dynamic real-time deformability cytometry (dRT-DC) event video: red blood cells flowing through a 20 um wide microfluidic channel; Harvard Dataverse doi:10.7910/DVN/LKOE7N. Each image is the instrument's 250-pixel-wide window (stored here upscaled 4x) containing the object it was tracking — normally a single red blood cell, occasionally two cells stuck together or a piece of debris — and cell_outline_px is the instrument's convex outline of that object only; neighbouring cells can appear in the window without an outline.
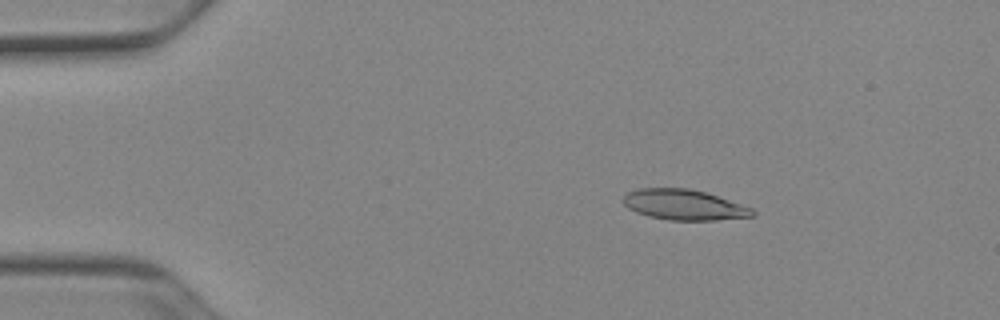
{"species": "Egyptian fruit bat (a non-hibernating species)", "species_latin": "Rousettus aegyptiacus", "temperature_condition": "cold", "stored_images_in_passage": 52, "camera_frame_rate_fps": 3000, "um_per_image_px": 0.085, "animal": {"sex": "female"}, "frame": {"image": 1, "passage_image": 9, "time_ms": 2.667, "image_size_px": [1000, 320], "cell_outline_px": [[756, 216], [716, 220], [668, 220], [648, 216], [636, 212], [628, 208], [624, 204], [624, 196], [628, 192], [640, 188], [688, 188], [704, 192], [752, 208], [756, 212]], "centroid_in_image_um": [58.14, 17.41], "position_along_channel_um": 26.9, "area_um2": 22.77}}
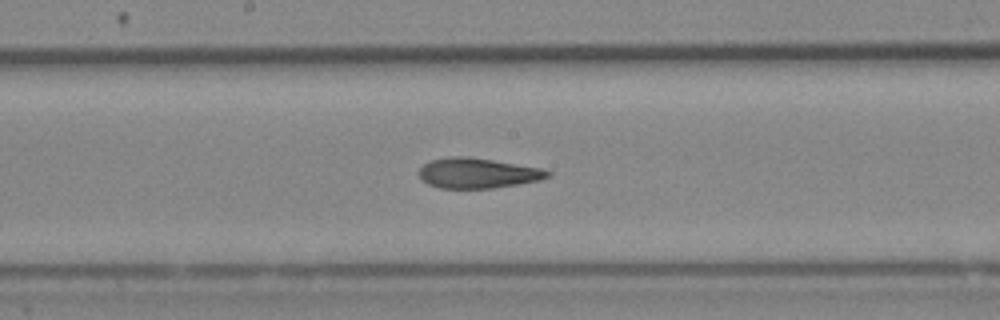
{"frame": {"image": 2, "passage_image": 28, "time_ms": 9.0, "image_size_px": [1000, 320], "cell_outline_px": [[552, 176], [540, 180], [492, 188], [440, 188], [428, 184], [420, 180], [416, 172], [424, 164], [432, 160], [448, 156], [468, 156], [540, 168], [552, 172]], "centroid_in_image_um": [40.55, 14.71], "position_along_channel_um": 207.6, "area_um2": 22.72}}
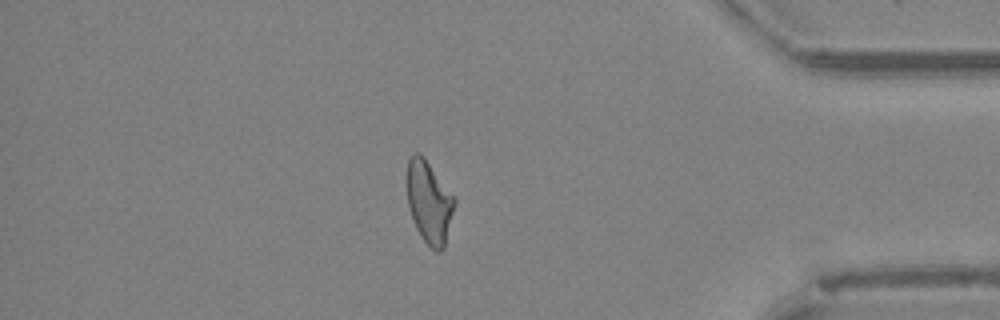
{"frame": {"image": 3, "passage_image": 45, "time_ms": 14.667, "image_size_px": [1000, 320], "cell_outline_px": [[456, 204], [444, 248], [440, 252], [436, 252], [420, 236], [416, 228], [408, 208], [404, 184], [404, 176], [408, 160], [412, 152], [420, 152], [424, 156], [456, 200]], "centroid_in_image_um": [36.42, 17.13], "position_along_channel_um": 398.8, "area_um2": 23.52}, "authors_computed_cell_mechanics": {"area_um2": 22.9755, "velocity_mm_per_s": 3.9326, "shape_relaxation_time_tau1_ms": null, "shape_relaxation_time_tau2_ms": 2.1839, "deformation_change_tau1": null, "deformation_change_tau2": 0.0947}}